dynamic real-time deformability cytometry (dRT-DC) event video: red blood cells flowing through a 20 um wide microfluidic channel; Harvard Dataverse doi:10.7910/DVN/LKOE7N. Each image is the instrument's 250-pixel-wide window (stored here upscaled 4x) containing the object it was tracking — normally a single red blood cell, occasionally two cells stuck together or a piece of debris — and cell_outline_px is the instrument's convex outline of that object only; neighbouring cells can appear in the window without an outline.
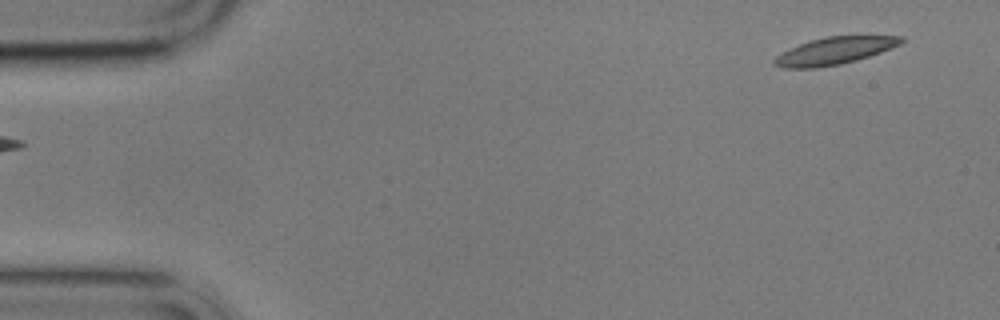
{"species": "common noctule bat (a hibernating species)", "species_latin": "Nyctalus noctula", "temperature_condition": "cold", "stored_images_in_passage": 5, "segment_of_instrument_passage": [2, 2], "camera_frame_rate_fps": 3000, "um_per_image_px": 0.085, "animal": {"sex": "male", "body_mass_g": 17.9}, "frame": {"image": 1, "passage_image": 5, "time_ms": 5.333, "image_size_px": [1000, 320], "cell_outline_px": [[904, 40], [900, 44], [892, 48], [856, 60], [840, 64], [816, 68], [784, 68], [772, 64], [772, 60], [776, 56], [800, 44], [824, 36], [904, 36]], "centroid_in_image_um": [70.93, 4.32], "position_along_channel_um": 14.1, "area_um2": 19.88}}